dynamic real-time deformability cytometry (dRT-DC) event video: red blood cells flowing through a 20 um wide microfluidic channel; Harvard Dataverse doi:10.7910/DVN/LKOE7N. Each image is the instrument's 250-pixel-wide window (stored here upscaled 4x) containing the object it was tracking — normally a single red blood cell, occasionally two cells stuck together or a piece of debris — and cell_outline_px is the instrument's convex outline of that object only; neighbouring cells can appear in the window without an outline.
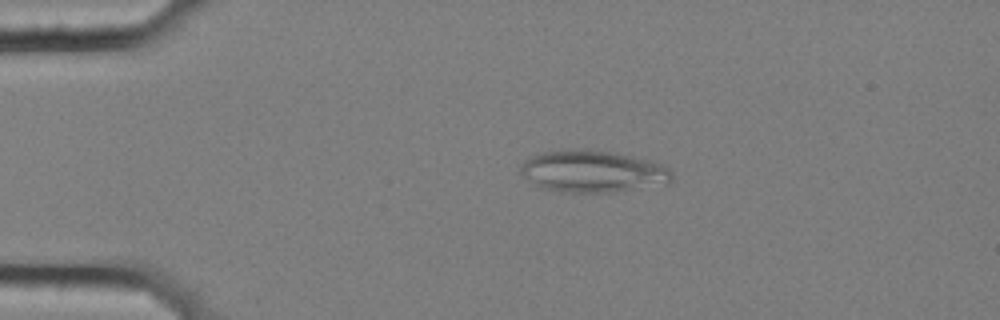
{"species": "common noctule bat (a hibernating species)", "species_latin": "Nyctalus noctula", "temperature_condition": "cold", "stored_images_in_passage": 51, "segment_of_instrument_passage": [1, 2], "camera_frame_rate_fps": 3000, "um_per_image_px": 0.085, "animal": {"sex": "female", "body_mass_g": 25.1}, "frame": {"image": 1, "passage_image": 6, "time_ms": 1.667, "image_size_px": [1000, 320], "cell_outline_px": [[672, 180], [668, 184], [612, 192], [560, 192], [540, 188], [524, 176], [520, 172], [520, 168], [524, 160], [540, 152], [560, 148], [588, 148], [612, 152], [632, 156], [648, 160], [660, 164], [668, 168], [672, 172]], "centroid_in_image_um": [50.35, 14.55], "position_along_channel_um": 34.6, "area_um2": 37.51}}